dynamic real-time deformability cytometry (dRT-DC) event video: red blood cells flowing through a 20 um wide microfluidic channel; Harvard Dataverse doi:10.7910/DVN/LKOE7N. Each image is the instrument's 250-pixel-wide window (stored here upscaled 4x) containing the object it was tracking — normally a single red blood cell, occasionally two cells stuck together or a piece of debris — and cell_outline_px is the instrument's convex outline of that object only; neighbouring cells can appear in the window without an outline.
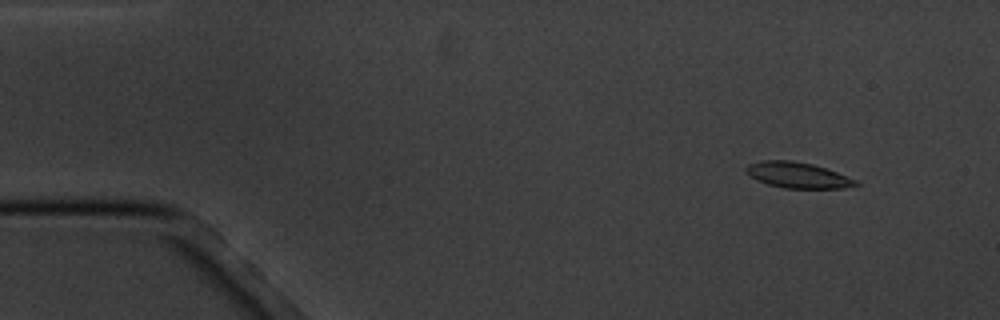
{"species": "common noctule bat (a hibernating species)", "species_latin": "Nyctalus noctula", "temperature_condition": "cold", "stored_images_in_passage": 3, "camera_frame_rate_fps": 3000, "um_per_image_px": 0.085, "animal": {"sex": "male", "body_mass_g": 20.1, "forearm_length_mm": 53.5}, "frame": {"image": 1, "passage_image": 1, "time_ms": 0.0, "image_size_px": [1000, 320], "cell_outline_px": [[860, 184], [844, 188], [784, 188], [768, 184], [756, 180], [748, 176], [744, 172], [744, 168], [748, 164], [760, 160], [792, 160], [812, 164], [836, 172], [856, 180]], "centroid_in_image_um": [67.72, 14.88], "position_along_channel_um": 17.3, "area_um2": 16.53}}